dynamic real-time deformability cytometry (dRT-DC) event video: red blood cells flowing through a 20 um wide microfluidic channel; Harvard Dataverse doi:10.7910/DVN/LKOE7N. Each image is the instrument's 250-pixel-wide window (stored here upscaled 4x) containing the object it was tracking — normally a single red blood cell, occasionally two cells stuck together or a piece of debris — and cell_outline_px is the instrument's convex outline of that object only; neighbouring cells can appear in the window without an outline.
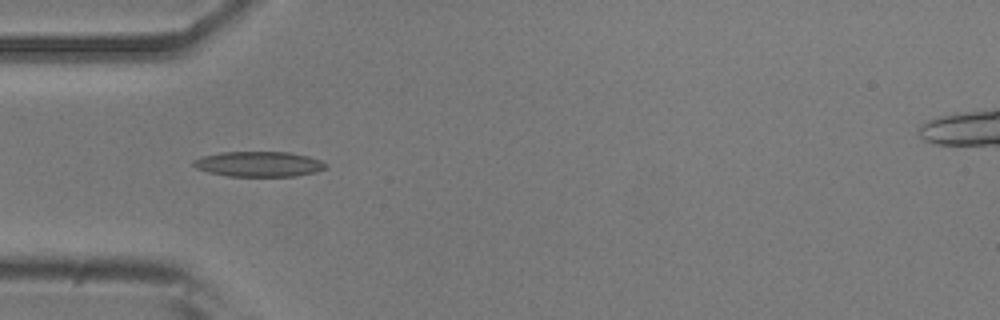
{"species": "common noctule bat (a hibernating species)", "species_latin": "Nyctalus noctula", "temperature_condition": "room temperature", "stored_images_in_passage": 37, "camera_frame_rate_fps": 3000, "um_per_image_px": 0.085, "animal": {"sex": "male", "body_mass_g": 20.5, "forearm_length_mm": 52.5}, "frame": {"image": 1, "passage_image": 1, "time_ms": 0.0, "image_size_px": [1000, 320], "cell_outline_px": [[328, 168], [316, 172], [296, 176], [228, 176], [208, 172], [196, 168], [192, 164], [192, 160], [204, 156], [220, 152], [288, 152], [308, 156], [320, 160], [328, 164]], "centroid_in_image_um": [22.02, 13.95], "position_along_channel_um": 63.0, "area_um2": 19.54}}
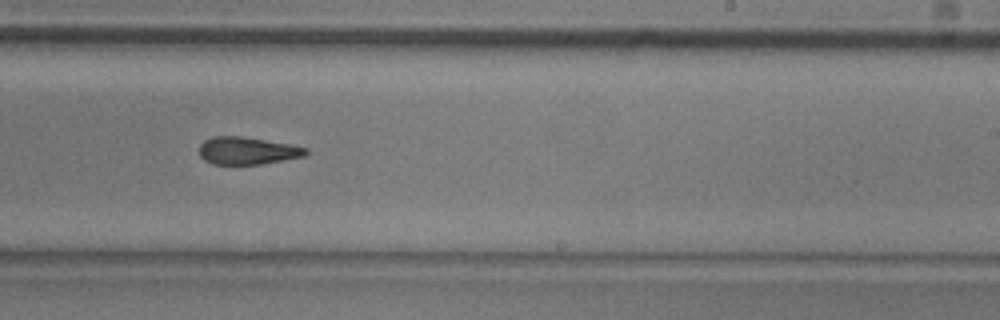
{"frame": {"image": 2, "passage_image": 17, "time_ms": 5.333, "image_size_px": [1000, 320], "cell_outline_px": [[308, 152], [304, 156], [260, 164], [212, 164], [204, 160], [200, 156], [200, 144], [204, 140], [212, 136], [244, 136], [288, 144], [308, 148]], "centroid_in_image_um": [20.99, 12.8], "position_along_channel_um": 268.0, "area_um2": 16.99}}
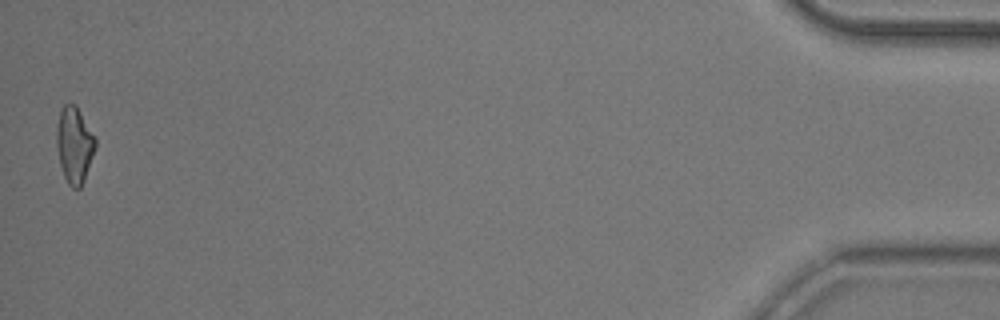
{"frame": {"image": 3, "passage_image": 37, "time_ms": 12.0, "image_size_px": [1000, 320], "cell_outline_px": [[96, 148], [84, 180], [80, 188], [72, 188], [68, 184], [64, 176], [60, 164], [56, 144], [56, 132], [60, 112], [64, 104], [68, 100], [76, 104], [96, 136]], "centroid_in_image_um": [6.34, 12.27], "position_along_channel_um": 428.9, "area_um2": 17.51}, "authors_computed_cell_mechanics": {"area_um2": 17.6868, "velocity_mm_per_s": 3.8419, "shape_relaxation_time_tau1_ms": null, "shape_relaxation_time_tau2_ms": 6.3231, "deformation_change_tau1": null, "deformation_change_tau2": 0.1825}}